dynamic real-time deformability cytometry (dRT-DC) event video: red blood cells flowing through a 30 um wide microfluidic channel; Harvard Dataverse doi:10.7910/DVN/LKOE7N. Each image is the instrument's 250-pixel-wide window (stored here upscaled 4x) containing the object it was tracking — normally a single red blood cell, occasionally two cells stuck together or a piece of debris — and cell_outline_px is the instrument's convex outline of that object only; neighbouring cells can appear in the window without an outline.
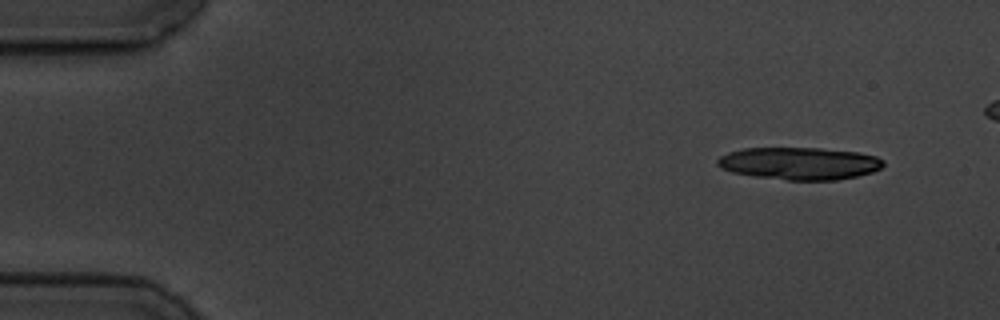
{"species": "common noctule bat (a hibernating species)", "species_latin": "Nyctalus noctula", "temperature_condition": "cold", "stored_images_in_passage": 9, "camera_frame_rate_fps": 3000, "um_per_image_px": 0.085, "animal": {"sex": "male", "body_mass_g": 19.5, "forearm_length_mm": 54.6}, "frame": {"image": 1, "passage_image": 1, "time_ms": 0.0, "image_size_px": [1000, 320], "cell_outline_px": [[884, 164], [880, 168], [872, 172], [856, 176], [836, 180], [788, 180], [756, 176], [732, 172], [720, 168], [716, 164], [716, 160], [720, 156], [728, 152], [744, 148], [820, 148], [860, 152], [876, 156], [884, 160]], "centroid_in_image_um": [67.95, 13.88], "position_along_channel_um": 17.1, "area_um2": 31.39}}
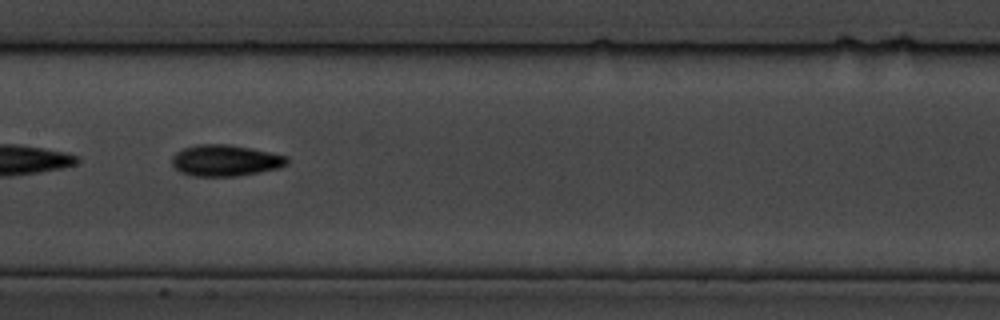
{"frame": {"image": 2, "passage_image": 7, "time_ms": 8.0, "image_size_px": [1000, 320], "cell_outline_px": [[288, 164], [280, 168], [236, 176], [192, 176], [180, 172], [172, 164], [172, 156], [176, 152], [184, 148], [196, 144], [228, 144], [252, 148], [288, 156]], "centroid_in_image_um": [19.16, 13.63], "position_along_channel_um": 188.2, "area_um2": 21.1}}